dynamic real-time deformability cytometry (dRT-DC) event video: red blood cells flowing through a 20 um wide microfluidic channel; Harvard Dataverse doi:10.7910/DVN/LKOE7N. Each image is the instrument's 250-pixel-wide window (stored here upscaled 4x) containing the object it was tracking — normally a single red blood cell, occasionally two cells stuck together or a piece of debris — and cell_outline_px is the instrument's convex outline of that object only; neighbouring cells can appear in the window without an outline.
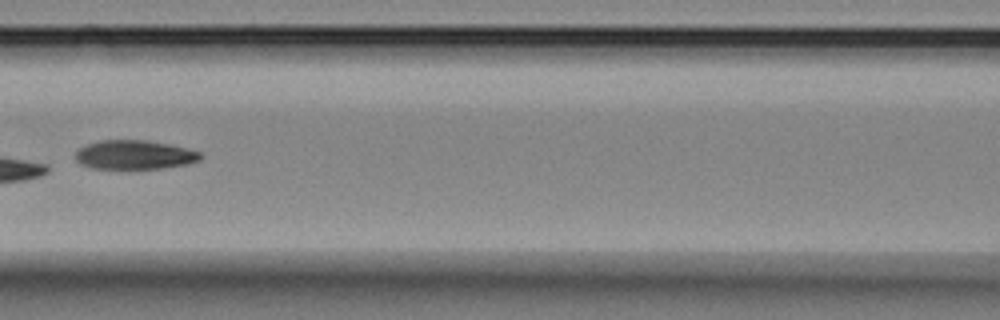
{"species": "Egyptian fruit bat (a non-hibernating species)", "species_latin": "Rousettus aegyptiacus", "temperature_condition": "room temperature", "stored_images_in_passage": 13, "camera_frame_rate_fps": 3000, "um_per_image_px": 0.085, "animal": {"sex": "female"}, "frame": {"image": 1, "passage_image": 6, "time_ms": 7.667, "image_size_px": [1000, 320], "cell_outline_px": [[204, 156], [200, 160], [188, 164], [160, 168], [92, 168], [80, 164], [76, 160], [76, 152], [80, 148], [88, 144], [100, 140], [144, 140], [168, 144], [200, 152]], "centroid_in_image_um": [11.44, 13.16], "position_along_channel_um": 155.2, "area_um2": 20.92}}
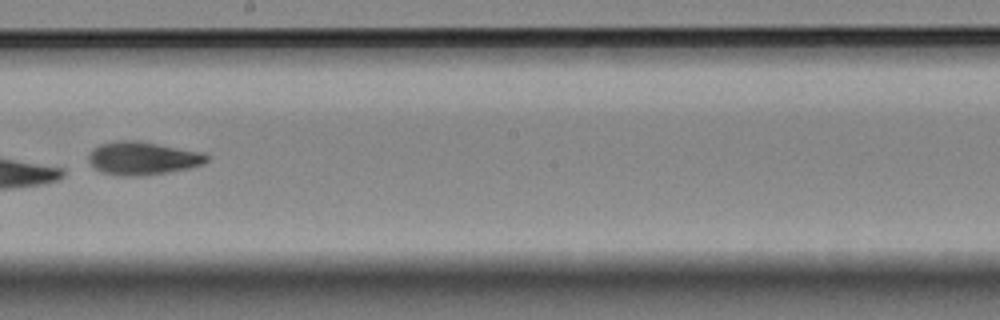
{"frame": {"image": 2, "passage_image": 8, "time_ms": 10.0, "image_size_px": [1000, 320], "cell_outline_px": [[208, 160], [204, 164], [188, 168], [168, 172], [140, 176], [116, 176], [100, 172], [88, 160], [88, 156], [92, 148], [100, 144], [116, 140], [136, 140], [204, 152], [208, 156]], "centroid_in_image_um": [12.11, 13.45], "position_along_channel_um": 236.1, "area_um2": 23.0}}
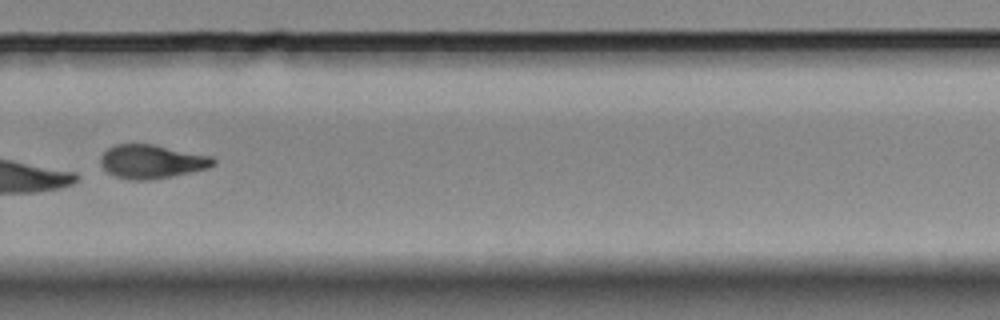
{"frame": {"image": 3, "passage_image": 10, "time_ms": 12.333, "image_size_px": [1000, 320], "cell_outline_px": [[216, 164], [208, 168], [172, 176], [148, 180], [132, 180], [116, 176], [108, 172], [100, 164], [100, 156], [108, 148], [116, 144], [152, 144], [212, 156], [216, 160]], "centroid_in_image_um": [12.9, 13.73], "position_along_channel_um": 316.9, "area_um2": 22.08}, "authors_computed_cell_mechanics": {"area_um2": 23.4668, "velocity_mm_per_s": 3.4982, "shape_relaxation_time_tau1_ms": 5.3251, "shape_relaxation_time_tau2_ms": 2.3489, "deformation_change_tau1": 0.1354, "deformation_change_tau2": 0.0824}}